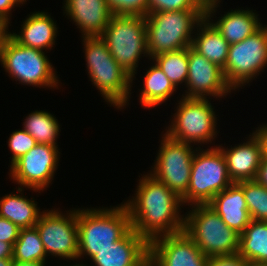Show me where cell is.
I'll return each mask as SVG.
<instances>
[{"label": "cell", "instance_id": "7402d4cb", "mask_svg": "<svg viewBox=\"0 0 267 266\" xmlns=\"http://www.w3.org/2000/svg\"><path fill=\"white\" fill-rule=\"evenodd\" d=\"M13 189H16V192L14 190L12 193L0 197V216L11 221L20 229L34 227L43 210L38 207L34 196L28 199L24 195L25 190L32 189L17 186Z\"/></svg>", "mask_w": 267, "mask_h": 266}, {"label": "cell", "instance_id": "52a82bcc", "mask_svg": "<svg viewBox=\"0 0 267 266\" xmlns=\"http://www.w3.org/2000/svg\"><path fill=\"white\" fill-rule=\"evenodd\" d=\"M101 38L116 62L136 80L139 61L150 56L147 49L145 16L113 15Z\"/></svg>", "mask_w": 267, "mask_h": 266}, {"label": "cell", "instance_id": "e0dca14e", "mask_svg": "<svg viewBox=\"0 0 267 266\" xmlns=\"http://www.w3.org/2000/svg\"><path fill=\"white\" fill-rule=\"evenodd\" d=\"M253 132L244 141L234 146L218 144L227 165L228 174L233 183L255 180L263 156V145L257 133ZM247 138V139H246Z\"/></svg>", "mask_w": 267, "mask_h": 266}, {"label": "cell", "instance_id": "ffe728a7", "mask_svg": "<svg viewBox=\"0 0 267 266\" xmlns=\"http://www.w3.org/2000/svg\"><path fill=\"white\" fill-rule=\"evenodd\" d=\"M56 22L47 10L34 11L21 22L20 31L17 30L16 33V30H12L8 31V34L25 47L45 50L48 53L53 50L58 40L59 27Z\"/></svg>", "mask_w": 267, "mask_h": 266}, {"label": "cell", "instance_id": "9c48e42d", "mask_svg": "<svg viewBox=\"0 0 267 266\" xmlns=\"http://www.w3.org/2000/svg\"><path fill=\"white\" fill-rule=\"evenodd\" d=\"M233 184L225 157L218 147L197 148L193 159L190 182L181 198L185 206L206 205L212 198Z\"/></svg>", "mask_w": 267, "mask_h": 266}, {"label": "cell", "instance_id": "3957f363", "mask_svg": "<svg viewBox=\"0 0 267 266\" xmlns=\"http://www.w3.org/2000/svg\"><path fill=\"white\" fill-rule=\"evenodd\" d=\"M96 207L77 208L78 260L81 261H85V257L86 261L91 260L97 251L111 247L132 229L123 202L117 206Z\"/></svg>", "mask_w": 267, "mask_h": 266}, {"label": "cell", "instance_id": "f35d334b", "mask_svg": "<svg viewBox=\"0 0 267 266\" xmlns=\"http://www.w3.org/2000/svg\"><path fill=\"white\" fill-rule=\"evenodd\" d=\"M48 266V264L44 262H37V261H28V262H21V261H13L12 266Z\"/></svg>", "mask_w": 267, "mask_h": 266}, {"label": "cell", "instance_id": "7a4b0ae2", "mask_svg": "<svg viewBox=\"0 0 267 266\" xmlns=\"http://www.w3.org/2000/svg\"><path fill=\"white\" fill-rule=\"evenodd\" d=\"M81 40L89 81L108 106L122 111L130 105L134 93L132 77L112 57L101 37H83Z\"/></svg>", "mask_w": 267, "mask_h": 266}, {"label": "cell", "instance_id": "ee69618b", "mask_svg": "<svg viewBox=\"0 0 267 266\" xmlns=\"http://www.w3.org/2000/svg\"><path fill=\"white\" fill-rule=\"evenodd\" d=\"M21 6H25L24 4H27L26 2L29 1V0H17Z\"/></svg>", "mask_w": 267, "mask_h": 266}, {"label": "cell", "instance_id": "d4e9b609", "mask_svg": "<svg viewBox=\"0 0 267 266\" xmlns=\"http://www.w3.org/2000/svg\"><path fill=\"white\" fill-rule=\"evenodd\" d=\"M238 253L247 262L267 263V221L251 220L240 234Z\"/></svg>", "mask_w": 267, "mask_h": 266}, {"label": "cell", "instance_id": "30bf717a", "mask_svg": "<svg viewBox=\"0 0 267 266\" xmlns=\"http://www.w3.org/2000/svg\"><path fill=\"white\" fill-rule=\"evenodd\" d=\"M265 69H267V24L243 41L229 45L223 73L232 90L239 92L245 86H251V82Z\"/></svg>", "mask_w": 267, "mask_h": 266}, {"label": "cell", "instance_id": "d590c367", "mask_svg": "<svg viewBox=\"0 0 267 266\" xmlns=\"http://www.w3.org/2000/svg\"><path fill=\"white\" fill-rule=\"evenodd\" d=\"M255 180L259 184L267 187V156H262Z\"/></svg>", "mask_w": 267, "mask_h": 266}, {"label": "cell", "instance_id": "8992f818", "mask_svg": "<svg viewBox=\"0 0 267 266\" xmlns=\"http://www.w3.org/2000/svg\"><path fill=\"white\" fill-rule=\"evenodd\" d=\"M145 18L151 59L164 52L190 47L197 25L205 18V10L155 12Z\"/></svg>", "mask_w": 267, "mask_h": 266}, {"label": "cell", "instance_id": "ac0fdd59", "mask_svg": "<svg viewBox=\"0 0 267 266\" xmlns=\"http://www.w3.org/2000/svg\"><path fill=\"white\" fill-rule=\"evenodd\" d=\"M63 15L78 28L80 37H101L113 16L106 0H63Z\"/></svg>", "mask_w": 267, "mask_h": 266}, {"label": "cell", "instance_id": "74e56055", "mask_svg": "<svg viewBox=\"0 0 267 266\" xmlns=\"http://www.w3.org/2000/svg\"><path fill=\"white\" fill-rule=\"evenodd\" d=\"M13 245L4 241H0V259H12Z\"/></svg>", "mask_w": 267, "mask_h": 266}, {"label": "cell", "instance_id": "4dcf8cb0", "mask_svg": "<svg viewBox=\"0 0 267 266\" xmlns=\"http://www.w3.org/2000/svg\"><path fill=\"white\" fill-rule=\"evenodd\" d=\"M202 0H148V13L182 10H205Z\"/></svg>", "mask_w": 267, "mask_h": 266}, {"label": "cell", "instance_id": "1f68e13d", "mask_svg": "<svg viewBox=\"0 0 267 266\" xmlns=\"http://www.w3.org/2000/svg\"><path fill=\"white\" fill-rule=\"evenodd\" d=\"M113 15L146 16L148 0H106Z\"/></svg>", "mask_w": 267, "mask_h": 266}, {"label": "cell", "instance_id": "ab89813d", "mask_svg": "<svg viewBox=\"0 0 267 266\" xmlns=\"http://www.w3.org/2000/svg\"><path fill=\"white\" fill-rule=\"evenodd\" d=\"M9 29L10 28L5 23L0 21V50L4 38L8 35Z\"/></svg>", "mask_w": 267, "mask_h": 266}, {"label": "cell", "instance_id": "f1b7e54d", "mask_svg": "<svg viewBox=\"0 0 267 266\" xmlns=\"http://www.w3.org/2000/svg\"><path fill=\"white\" fill-rule=\"evenodd\" d=\"M242 189L252 220L267 221V187L256 180L237 183Z\"/></svg>", "mask_w": 267, "mask_h": 266}, {"label": "cell", "instance_id": "4316f807", "mask_svg": "<svg viewBox=\"0 0 267 266\" xmlns=\"http://www.w3.org/2000/svg\"><path fill=\"white\" fill-rule=\"evenodd\" d=\"M178 89L186 86L188 77V48L164 52L151 58Z\"/></svg>", "mask_w": 267, "mask_h": 266}, {"label": "cell", "instance_id": "484cf974", "mask_svg": "<svg viewBox=\"0 0 267 266\" xmlns=\"http://www.w3.org/2000/svg\"><path fill=\"white\" fill-rule=\"evenodd\" d=\"M54 115L46 110L31 111L23 120L22 128L35 139L37 144H49L59 147L57 141L61 125Z\"/></svg>", "mask_w": 267, "mask_h": 266}, {"label": "cell", "instance_id": "f6af8a7d", "mask_svg": "<svg viewBox=\"0 0 267 266\" xmlns=\"http://www.w3.org/2000/svg\"><path fill=\"white\" fill-rule=\"evenodd\" d=\"M205 4H209L211 2H213L214 0H202Z\"/></svg>", "mask_w": 267, "mask_h": 266}, {"label": "cell", "instance_id": "44dd1931", "mask_svg": "<svg viewBox=\"0 0 267 266\" xmlns=\"http://www.w3.org/2000/svg\"><path fill=\"white\" fill-rule=\"evenodd\" d=\"M223 220V222L238 234L251 222L243 189L233 183L217 195L207 204Z\"/></svg>", "mask_w": 267, "mask_h": 266}, {"label": "cell", "instance_id": "277c9868", "mask_svg": "<svg viewBox=\"0 0 267 266\" xmlns=\"http://www.w3.org/2000/svg\"><path fill=\"white\" fill-rule=\"evenodd\" d=\"M180 97H177L175 113H171L170 123L164 128V133L172 139L191 143L198 148L217 147L214 141L220 133L217 130L219 117L211 103L212 98Z\"/></svg>", "mask_w": 267, "mask_h": 266}, {"label": "cell", "instance_id": "cb8c5ba5", "mask_svg": "<svg viewBox=\"0 0 267 266\" xmlns=\"http://www.w3.org/2000/svg\"><path fill=\"white\" fill-rule=\"evenodd\" d=\"M191 47L207 60L224 69L229 43L206 17L197 25Z\"/></svg>", "mask_w": 267, "mask_h": 266}, {"label": "cell", "instance_id": "bcb514c9", "mask_svg": "<svg viewBox=\"0 0 267 266\" xmlns=\"http://www.w3.org/2000/svg\"><path fill=\"white\" fill-rule=\"evenodd\" d=\"M145 266H152L150 262H148Z\"/></svg>", "mask_w": 267, "mask_h": 266}, {"label": "cell", "instance_id": "5b68a950", "mask_svg": "<svg viewBox=\"0 0 267 266\" xmlns=\"http://www.w3.org/2000/svg\"><path fill=\"white\" fill-rule=\"evenodd\" d=\"M47 52L25 47L17 43L9 34L4 38L0 50V65L6 75L16 84L33 88L61 89L62 83L48 58ZM61 84V85H60Z\"/></svg>", "mask_w": 267, "mask_h": 266}, {"label": "cell", "instance_id": "e575fe53", "mask_svg": "<svg viewBox=\"0 0 267 266\" xmlns=\"http://www.w3.org/2000/svg\"><path fill=\"white\" fill-rule=\"evenodd\" d=\"M17 0H0V21L5 23L8 27L11 26L12 13L17 7H21Z\"/></svg>", "mask_w": 267, "mask_h": 266}, {"label": "cell", "instance_id": "d6986e66", "mask_svg": "<svg viewBox=\"0 0 267 266\" xmlns=\"http://www.w3.org/2000/svg\"><path fill=\"white\" fill-rule=\"evenodd\" d=\"M89 266H145L149 243L133 229L111 247L97 251Z\"/></svg>", "mask_w": 267, "mask_h": 266}, {"label": "cell", "instance_id": "f546056e", "mask_svg": "<svg viewBox=\"0 0 267 266\" xmlns=\"http://www.w3.org/2000/svg\"><path fill=\"white\" fill-rule=\"evenodd\" d=\"M6 142L12 154L9 157L10 166L37 145L35 139L23 128L11 132Z\"/></svg>", "mask_w": 267, "mask_h": 266}, {"label": "cell", "instance_id": "7bdbcfd3", "mask_svg": "<svg viewBox=\"0 0 267 266\" xmlns=\"http://www.w3.org/2000/svg\"><path fill=\"white\" fill-rule=\"evenodd\" d=\"M246 266H267L264 262H247Z\"/></svg>", "mask_w": 267, "mask_h": 266}, {"label": "cell", "instance_id": "4fadbf2b", "mask_svg": "<svg viewBox=\"0 0 267 266\" xmlns=\"http://www.w3.org/2000/svg\"><path fill=\"white\" fill-rule=\"evenodd\" d=\"M60 148L49 144H37L16 160L8 170L12 183L32 189L38 194L47 191L54 182L60 161Z\"/></svg>", "mask_w": 267, "mask_h": 266}, {"label": "cell", "instance_id": "d6a6232c", "mask_svg": "<svg viewBox=\"0 0 267 266\" xmlns=\"http://www.w3.org/2000/svg\"><path fill=\"white\" fill-rule=\"evenodd\" d=\"M247 261L239 254L208 257L206 266H246Z\"/></svg>", "mask_w": 267, "mask_h": 266}, {"label": "cell", "instance_id": "5bb4252c", "mask_svg": "<svg viewBox=\"0 0 267 266\" xmlns=\"http://www.w3.org/2000/svg\"><path fill=\"white\" fill-rule=\"evenodd\" d=\"M186 89V90H185ZM181 96L221 101L235 93L227 84L223 69L188 47V77ZM232 92V93H231Z\"/></svg>", "mask_w": 267, "mask_h": 266}, {"label": "cell", "instance_id": "836d02e7", "mask_svg": "<svg viewBox=\"0 0 267 266\" xmlns=\"http://www.w3.org/2000/svg\"><path fill=\"white\" fill-rule=\"evenodd\" d=\"M20 228L11 221L0 216V241L14 245L19 237Z\"/></svg>", "mask_w": 267, "mask_h": 266}, {"label": "cell", "instance_id": "6da1fadb", "mask_svg": "<svg viewBox=\"0 0 267 266\" xmlns=\"http://www.w3.org/2000/svg\"><path fill=\"white\" fill-rule=\"evenodd\" d=\"M143 173L132 197L123 200L132 229L148 243L184 231L185 207L181 198L148 172Z\"/></svg>", "mask_w": 267, "mask_h": 266}, {"label": "cell", "instance_id": "603a6c76", "mask_svg": "<svg viewBox=\"0 0 267 266\" xmlns=\"http://www.w3.org/2000/svg\"><path fill=\"white\" fill-rule=\"evenodd\" d=\"M152 64L146 70L145 76H142V86L139 88L138 92V102L142 108L154 109L157 106H161L166 102L171 101V97L177 92V88L172 84L168 77L163 73V71L158 67V65L153 60Z\"/></svg>", "mask_w": 267, "mask_h": 266}, {"label": "cell", "instance_id": "b9f144b4", "mask_svg": "<svg viewBox=\"0 0 267 266\" xmlns=\"http://www.w3.org/2000/svg\"><path fill=\"white\" fill-rule=\"evenodd\" d=\"M13 259H0V266H12Z\"/></svg>", "mask_w": 267, "mask_h": 266}, {"label": "cell", "instance_id": "9a60e30c", "mask_svg": "<svg viewBox=\"0 0 267 266\" xmlns=\"http://www.w3.org/2000/svg\"><path fill=\"white\" fill-rule=\"evenodd\" d=\"M207 259L184 231L149 242L152 266H206Z\"/></svg>", "mask_w": 267, "mask_h": 266}, {"label": "cell", "instance_id": "7c38bea8", "mask_svg": "<svg viewBox=\"0 0 267 266\" xmlns=\"http://www.w3.org/2000/svg\"><path fill=\"white\" fill-rule=\"evenodd\" d=\"M162 133L159 150L148 173L182 198L189 186L192 159L198 147L172 139L164 131Z\"/></svg>", "mask_w": 267, "mask_h": 266}, {"label": "cell", "instance_id": "ba28073f", "mask_svg": "<svg viewBox=\"0 0 267 266\" xmlns=\"http://www.w3.org/2000/svg\"><path fill=\"white\" fill-rule=\"evenodd\" d=\"M186 211L184 232L206 257L238 253L240 234L228 227L207 204L193 205Z\"/></svg>", "mask_w": 267, "mask_h": 266}, {"label": "cell", "instance_id": "2e32d148", "mask_svg": "<svg viewBox=\"0 0 267 266\" xmlns=\"http://www.w3.org/2000/svg\"><path fill=\"white\" fill-rule=\"evenodd\" d=\"M222 1L214 0L206 4L205 17L217 28L229 45L243 41L264 25L260 20L258 11L248 7L245 9L243 7L230 8L217 17V13L219 15L221 12L220 6H223L220 4Z\"/></svg>", "mask_w": 267, "mask_h": 266}, {"label": "cell", "instance_id": "8fae6325", "mask_svg": "<svg viewBox=\"0 0 267 266\" xmlns=\"http://www.w3.org/2000/svg\"><path fill=\"white\" fill-rule=\"evenodd\" d=\"M35 227L49 259L78 260L77 207L64 213L60 207L45 209Z\"/></svg>", "mask_w": 267, "mask_h": 266}, {"label": "cell", "instance_id": "8d00e7d4", "mask_svg": "<svg viewBox=\"0 0 267 266\" xmlns=\"http://www.w3.org/2000/svg\"><path fill=\"white\" fill-rule=\"evenodd\" d=\"M260 137L263 145V156H267V123H262L258 127L253 128Z\"/></svg>", "mask_w": 267, "mask_h": 266}, {"label": "cell", "instance_id": "83f0119b", "mask_svg": "<svg viewBox=\"0 0 267 266\" xmlns=\"http://www.w3.org/2000/svg\"><path fill=\"white\" fill-rule=\"evenodd\" d=\"M13 261H37L48 263L43 243L37 228H22L19 237L13 245Z\"/></svg>", "mask_w": 267, "mask_h": 266}, {"label": "cell", "instance_id": "60d3db41", "mask_svg": "<svg viewBox=\"0 0 267 266\" xmlns=\"http://www.w3.org/2000/svg\"><path fill=\"white\" fill-rule=\"evenodd\" d=\"M78 262V263H77ZM85 263V264H84ZM71 264V265H70ZM69 266H89V264L88 263H86V261L85 262H83V261H79V260H76V262H75V260H73V262L72 263H69L68 264ZM67 264H61L60 266H68ZM58 266V265H57Z\"/></svg>", "mask_w": 267, "mask_h": 266}]
</instances>
